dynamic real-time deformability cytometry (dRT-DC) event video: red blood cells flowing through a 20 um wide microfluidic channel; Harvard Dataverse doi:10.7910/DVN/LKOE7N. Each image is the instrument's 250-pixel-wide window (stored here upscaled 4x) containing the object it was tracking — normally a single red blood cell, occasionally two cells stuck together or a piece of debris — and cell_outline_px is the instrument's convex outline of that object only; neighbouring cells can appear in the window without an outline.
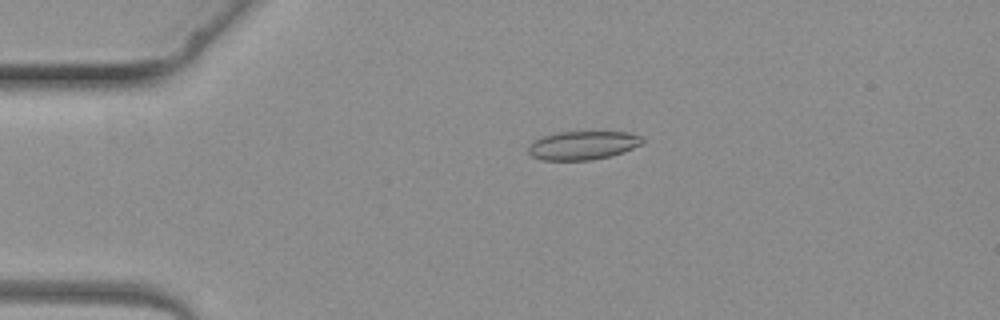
{"species": "common noctule bat (a hibernating species)", "species_latin": "Nyctalus noctula", "temperature_condition": "warm", "stored_images_in_passage": 3, "camera_frame_rate_fps": 3000, "um_per_image_px": 0.085, "animal": {"sex": "female", "body_mass_g": 19.3, "forearm_length_mm": 54.1}, "frame": {"image": 1, "passage_image": 3, "time_ms": 2.333, "image_size_px": [1000, 320], "cell_outline_px": [[644, 140], [640, 144], [624, 152], [592, 160], [540, 160], [532, 156], [528, 152], [528, 148], [536, 140], [544, 136], [556, 132], [628, 132], [644, 136]], "centroid_in_image_um": [49.56, 12.35], "position_along_channel_um": 35.4, "area_um2": 18.9}}